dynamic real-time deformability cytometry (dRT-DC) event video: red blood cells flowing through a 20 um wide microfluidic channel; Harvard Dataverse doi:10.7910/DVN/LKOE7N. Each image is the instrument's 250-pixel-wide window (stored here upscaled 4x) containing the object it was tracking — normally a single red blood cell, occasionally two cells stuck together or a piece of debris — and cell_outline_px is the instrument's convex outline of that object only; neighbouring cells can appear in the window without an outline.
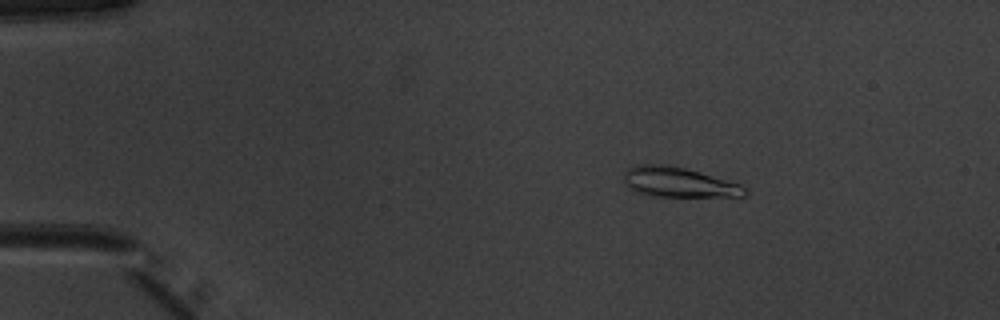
{"species": "common noctule bat (a hibernating species)", "species_latin": "Nyctalus noctula", "temperature_condition": "warm", "stored_images_in_passage": 52, "camera_frame_rate_fps": 3000, "um_per_image_px": 0.085, "animal": {"sex": "male", "body_mass_g": 20.1, "forearm_length_mm": 53.5}, "frame": {"image": 1, "passage_image": 9, "time_ms": 2.667, "image_size_px": [1000, 320], "cell_outline_px": [[748, 192], [744, 196], [652, 196], [640, 192], [632, 188], [624, 180], [624, 172], [628, 168], [636, 164], [660, 164], [684, 168], [700, 172], [740, 184], [748, 188]], "centroid_in_image_um": [57.71, 15.48], "position_along_channel_um": 27.3, "area_um2": 20.75}}
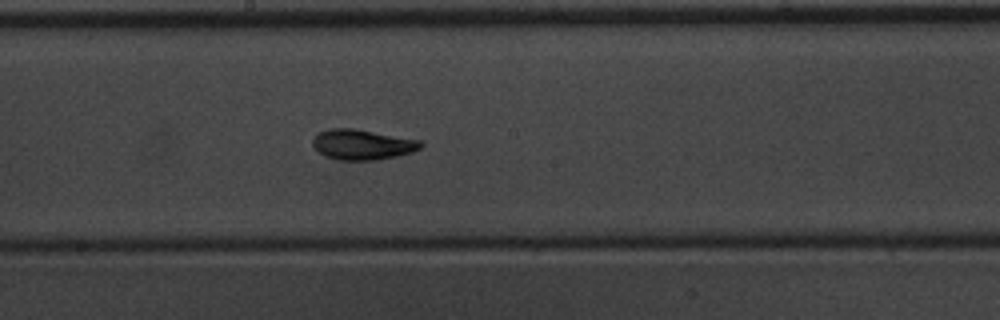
{"frame": {"image": 2, "passage_image": 29, "time_ms": 9.333, "image_size_px": [1000, 320], "cell_outline_px": [[424, 144], [420, 148], [412, 152], [396, 156], [376, 160], [340, 160], [324, 156], [312, 144], [312, 140], [320, 132], [328, 128], [352, 128], [424, 140]], "centroid_in_image_um": [30.84, 12.28], "position_along_channel_um": 217.4, "area_um2": 19.13}}
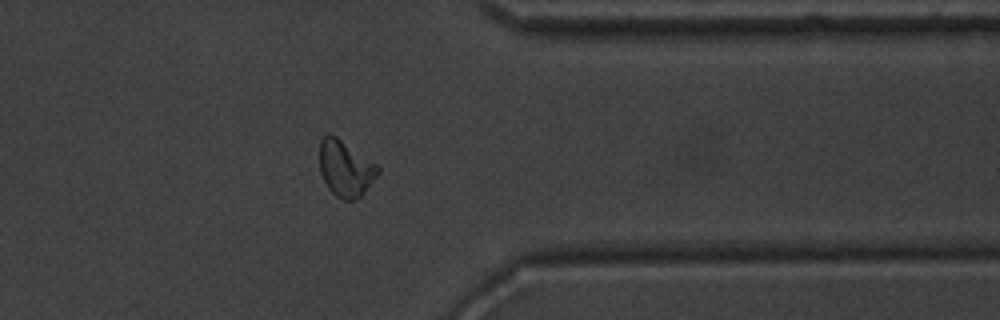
{"frame": {"image": 3, "passage_image": 42, "time_ms": 13.667, "image_size_px": [1000, 320], "cell_outline_px": [[380, 172], [364, 192], [360, 196], [352, 200], [344, 200], [336, 196], [328, 188], [320, 172], [320, 140], [328, 132], [336, 136], [376, 164], [380, 168]], "centroid_in_image_um": [29.35, 14.31], "position_along_channel_um": 382.1, "area_um2": 18.84}, "authors_computed_cell_mechanics": {"area_um2": 18.8428, "velocity_mm_per_s": 3.9645, "shape_relaxation_time_tau1_ms": 4.0313, "shape_relaxation_time_tau2_ms": 1.6311, "deformation_change_tau1": 0.1502, "deformation_change_tau2": 0.0646}}